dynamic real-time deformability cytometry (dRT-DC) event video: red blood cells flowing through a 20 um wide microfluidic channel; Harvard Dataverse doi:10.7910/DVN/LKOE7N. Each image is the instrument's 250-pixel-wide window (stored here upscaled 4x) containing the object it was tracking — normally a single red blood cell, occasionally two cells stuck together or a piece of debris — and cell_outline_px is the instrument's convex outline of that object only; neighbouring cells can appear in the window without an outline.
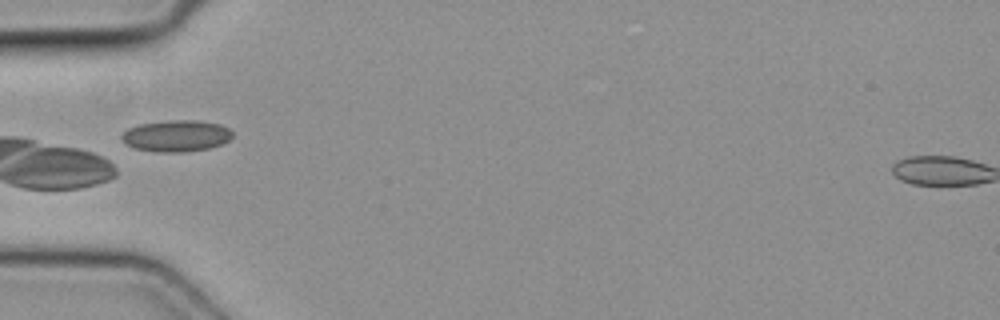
{"species": "common noctule bat (a hibernating species)", "species_latin": "Nyctalus noctula", "temperature_condition": "cold", "stored_images_in_passage": 3, "camera_frame_rate_fps": 3000, "um_per_image_px": 0.085, "animal": {"sex": "female", "body_mass_g": 19.3, "forearm_length_mm": 54.1}, "frame": {"image": 1, "passage_image": 3, "time_ms": 0.667, "image_size_px": [1000, 320], "cell_outline_px": [[232, 136], [228, 140], [220, 144], [208, 148], [184, 152], [156, 152], [132, 148], [120, 136], [128, 128], [140, 124], [168, 120], [200, 120], [220, 124], [228, 128], [232, 132]], "centroid_in_image_um": [14.98, 11.54], "position_along_channel_um": 70.0, "area_um2": 20.29}}